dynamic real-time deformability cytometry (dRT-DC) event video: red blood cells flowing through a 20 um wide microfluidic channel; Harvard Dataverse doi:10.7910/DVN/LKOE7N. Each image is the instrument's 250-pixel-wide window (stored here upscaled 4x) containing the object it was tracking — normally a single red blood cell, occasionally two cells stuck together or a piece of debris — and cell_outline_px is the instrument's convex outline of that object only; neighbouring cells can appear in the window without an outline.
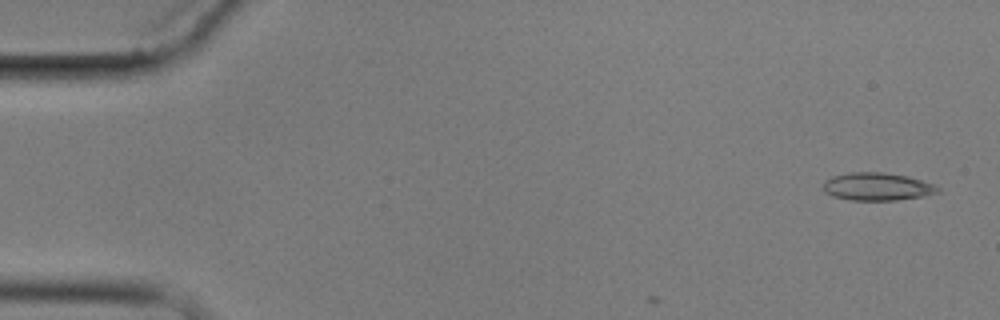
{"species": "common noctule bat (a hibernating species)", "species_latin": "Nyctalus noctula", "temperature_condition": "cold", "stored_images_in_passage": 4, "camera_frame_rate_fps": 3000, "um_per_image_px": 0.085, "animal": {"sex": "male", "body_mass_g": 17.9}, "frame": {"image": 1, "passage_image": 1, "time_ms": 0.0, "image_size_px": [1000, 320], "cell_outline_px": [[940, 192], [920, 196], [896, 200], [852, 200], [832, 196], [824, 192], [824, 180], [832, 176], [848, 172], [884, 172], [908, 176], [932, 184], [940, 188]], "centroid_in_image_um": [74.52, 15.85], "position_along_channel_um": 10.5, "area_um2": 18.5}}
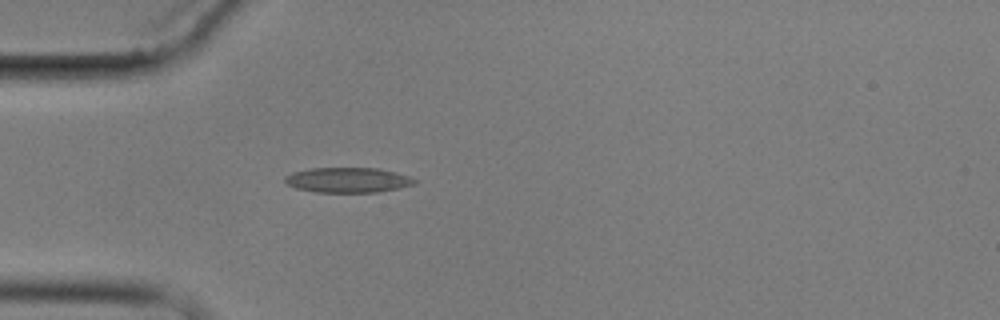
{"frame": {"image": 2, "passage_image": 4, "time_ms": 4.667, "image_size_px": [1000, 320], "cell_outline_px": [[416, 184], [400, 188], [380, 192], [316, 192], [296, 188], [288, 184], [284, 180], [284, 176], [292, 172], [312, 168], [380, 168], [396, 172], [408, 176], [416, 180]], "centroid_in_image_um": [29.58, 15.3], "position_along_channel_um": 55.4, "area_um2": 19.02}}